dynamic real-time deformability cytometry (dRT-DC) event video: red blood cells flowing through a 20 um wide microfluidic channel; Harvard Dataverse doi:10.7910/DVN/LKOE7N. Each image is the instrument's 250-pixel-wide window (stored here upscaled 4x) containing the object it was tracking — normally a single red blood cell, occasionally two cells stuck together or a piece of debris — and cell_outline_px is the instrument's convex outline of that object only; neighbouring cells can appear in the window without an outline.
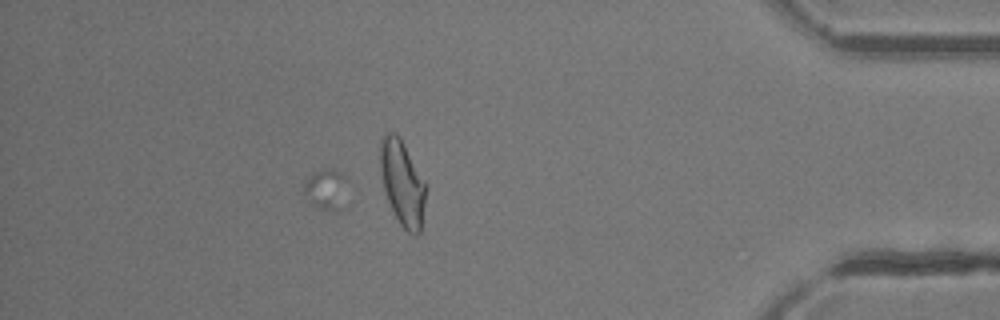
{"species": "common noctule bat (a hibernating species)", "species_latin": "Nyctalus noctula", "temperature_condition": "room temperature", "stored_images_in_passage": 48, "camera_frame_rate_fps": 3000, "um_per_image_px": 0.085, "animal": {"sex": "female"}, "frame": {"image": 1, "passage_image": 42, "time_ms": 13.667, "image_size_px": [1000, 320], "cell_outline_px": [[348, 208], [320, 208], [312, 204], [304, 188], [304, 184], [308, 176], [320, 168], [336, 168], [344, 176]], "centroid_in_image_um": [27.78, 16.04], "position_along_channel_um": 407.4, "area_um2": 10.29}}